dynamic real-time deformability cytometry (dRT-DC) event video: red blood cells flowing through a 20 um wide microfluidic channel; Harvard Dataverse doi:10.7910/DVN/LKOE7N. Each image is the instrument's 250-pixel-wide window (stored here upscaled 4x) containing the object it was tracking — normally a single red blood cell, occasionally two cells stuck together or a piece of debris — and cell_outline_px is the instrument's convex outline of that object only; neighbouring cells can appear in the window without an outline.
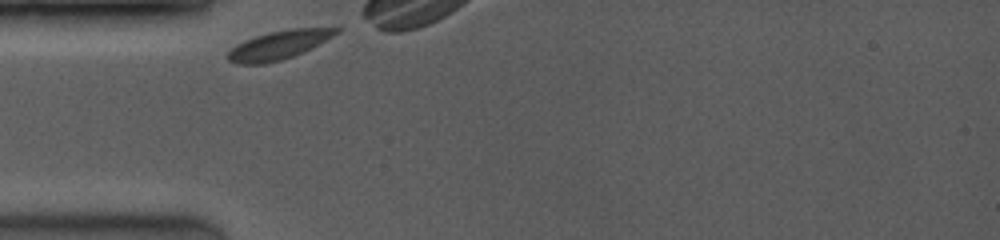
{"species": "common noctule bat (a hibernating species)", "species_latin": "Nyctalus noctula", "temperature_condition": "room temperature", "stored_images_in_passage": 10, "camera_frame_rate_fps": 3500, "um_per_image_px": 0.085, "animal": {"sex": "female", "body_mass_g": 19.0, "forearm_length_mm": 53.3}, "frame": {"image": 1, "passage_image": 1, "time_ms": 0.0, "image_size_px": [1000, 240], "cell_outline_px": [[344, 28], [332, 36], [312, 48], [304, 52], [280, 60], [264, 64], [236, 64], [228, 60], [228, 52], [236, 44], [244, 40], [268, 32], [292, 28]], "centroid_in_image_um": [23.67, 3.83], "position_along_channel_um": 61.3, "area_um2": 17.98}}